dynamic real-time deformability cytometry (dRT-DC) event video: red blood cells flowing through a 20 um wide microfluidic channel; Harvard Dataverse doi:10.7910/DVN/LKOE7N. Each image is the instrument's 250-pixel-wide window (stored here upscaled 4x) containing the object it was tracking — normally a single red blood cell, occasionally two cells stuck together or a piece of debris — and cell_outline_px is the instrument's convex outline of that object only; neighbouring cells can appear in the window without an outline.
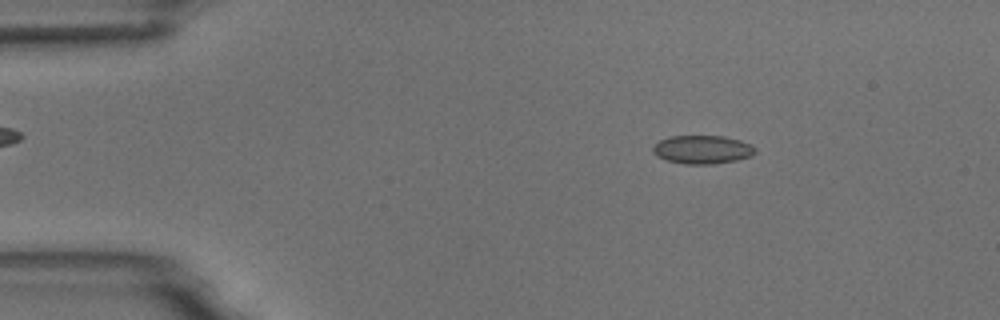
{"species": "common noctule bat (a hibernating species)", "species_latin": "Nyctalus noctula", "temperature_condition": "room temperature", "stored_images_in_passage": 3, "camera_frame_rate_fps": 3000, "um_per_image_px": 0.085, "animal": {"sex": "male", "body_mass_g": 18.8}, "frame": {"image": 1, "passage_image": 1, "time_ms": 0.0, "image_size_px": [1000, 320], "cell_outline_px": [[756, 152], [752, 156], [736, 160], [712, 164], [684, 164], [668, 160], [656, 156], [652, 152], [652, 148], [660, 140], [672, 136], [724, 136], [740, 140], [752, 144], [756, 148]], "centroid_in_image_um": [59.73, 12.71], "position_along_channel_um": 25.3, "area_um2": 16.99}}